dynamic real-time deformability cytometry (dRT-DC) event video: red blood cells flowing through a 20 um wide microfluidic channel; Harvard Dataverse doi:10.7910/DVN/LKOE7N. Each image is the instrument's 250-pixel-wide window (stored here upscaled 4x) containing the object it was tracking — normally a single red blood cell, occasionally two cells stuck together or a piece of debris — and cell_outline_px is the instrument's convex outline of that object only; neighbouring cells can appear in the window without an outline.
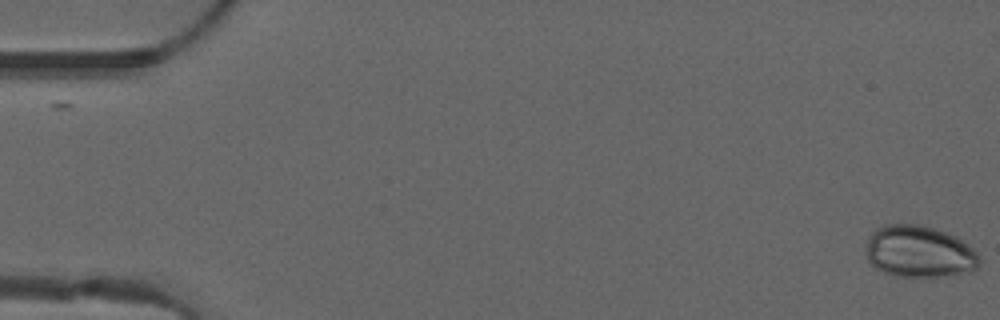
{"species": "common noctule bat (a hibernating species)", "species_latin": "Nyctalus noctula", "temperature_condition": "warm", "stored_images_in_passage": 7, "camera_frame_rate_fps": 3000, "um_per_image_px": 0.085, "animal": {"sex": "male", "forearm_length_mm": 52.5}, "frame": {"image": 1, "passage_image": 1, "time_ms": 0.0, "image_size_px": [1000, 320], "cell_outline_px": [[980, 264], [972, 272], [956, 276], [896, 276], [884, 272], [876, 268], [868, 260], [864, 252], [868, 240], [872, 232], [876, 228], [884, 224], [916, 224], [932, 228], [956, 236], [968, 244], [980, 256]], "centroid_in_image_um": [78.15, 21.4], "position_along_channel_um": 6.8, "area_um2": 34.56}}